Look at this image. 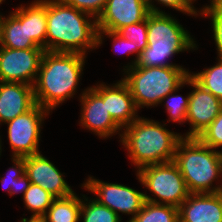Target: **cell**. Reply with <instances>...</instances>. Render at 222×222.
Listing matches in <instances>:
<instances>
[{"instance_id":"cell-1","label":"cell","mask_w":222,"mask_h":222,"mask_svg":"<svg viewBox=\"0 0 222 222\" xmlns=\"http://www.w3.org/2000/svg\"><path fill=\"white\" fill-rule=\"evenodd\" d=\"M87 56L74 52L45 51L33 85L36 104L49 112L74 97Z\"/></svg>"},{"instance_id":"cell-2","label":"cell","mask_w":222,"mask_h":222,"mask_svg":"<svg viewBox=\"0 0 222 222\" xmlns=\"http://www.w3.org/2000/svg\"><path fill=\"white\" fill-rule=\"evenodd\" d=\"M98 49L97 19L62 0H47L46 51L88 56Z\"/></svg>"},{"instance_id":"cell-3","label":"cell","mask_w":222,"mask_h":222,"mask_svg":"<svg viewBox=\"0 0 222 222\" xmlns=\"http://www.w3.org/2000/svg\"><path fill=\"white\" fill-rule=\"evenodd\" d=\"M153 119L138 117L122 129L120 142L135 170L145 166L174 161L182 134L166 128Z\"/></svg>"},{"instance_id":"cell-4","label":"cell","mask_w":222,"mask_h":222,"mask_svg":"<svg viewBox=\"0 0 222 222\" xmlns=\"http://www.w3.org/2000/svg\"><path fill=\"white\" fill-rule=\"evenodd\" d=\"M174 162L185 180L189 193L222 191L221 151L208 147L197 137H183L177 145Z\"/></svg>"},{"instance_id":"cell-5","label":"cell","mask_w":222,"mask_h":222,"mask_svg":"<svg viewBox=\"0 0 222 222\" xmlns=\"http://www.w3.org/2000/svg\"><path fill=\"white\" fill-rule=\"evenodd\" d=\"M121 78L129 87L137 109L160 106L161 100L177 90L189 76L183 66L130 67Z\"/></svg>"},{"instance_id":"cell-6","label":"cell","mask_w":222,"mask_h":222,"mask_svg":"<svg viewBox=\"0 0 222 222\" xmlns=\"http://www.w3.org/2000/svg\"><path fill=\"white\" fill-rule=\"evenodd\" d=\"M136 177L152 193H144L148 202L179 207L190 194L174 161L145 166L136 171Z\"/></svg>"},{"instance_id":"cell-7","label":"cell","mask_w":222,"mask_h":222,"mask_svg":"<svg viewBox=\"0 0 222 222\" xmlns=\"http://www.w3.org/2000/svg\"><path fill=\"white\" fill-rule=\"evenodd\" d=\"M50 113L36 104L26 113L5 123L8 127L7 138L12 151L11 157H26L41 152L39 143L42 124Z\"/></svg>"},{"instance_id":"cell-8","label":"cell","mask_w":222,"mask_h":222,"mask_svg":"<svg viewBox=\"0 0 222 222\" xmlns=\"http://www.w3.org/2000/svg\"><path fill=\"white\" fill-rule=\"evenodd\" d=\"M81 187L94 194L95 200L111 209L119 217L122 216L120 213L131 215L127 222L137 215L145 203L144 192L120 183L103 182L91 175Z\"/></svg>"},{"instance_id":"cell-9","label":"cell","mask_w":222,"mask_h":222,"mask_svg":"<svg viewBox=\"0 0 222 222\" xmlns=\"http://www.w3.org/2000/svg\"><path fill=\"white\" fill-rule=\"evenodd\" d=\"M43 48L12 49L0 46V81L34 85Z\"/></svg>"},{"instance_id":"cell-10","label":"cell","mask_w":222,"mask_h":222,"mask_svg":"<svg viewBox=\"0 0 222 222\" xmlns=\"http://www.w3.org/2000/svg\"><path fill=\"white\" fill-rule=\"evenodd\" d=\"M81 115L79 126L93 132L99 138L108 139L122 135V128L109 114L106 102L89 86L79 94Z\"/></svg>"},{"instance_id":"cell-11","label":"cell","mask_w":222,"mask_h":222,"mask_svg":"<svg viewBox=\"0 0 222 222\" xmlns=\"http://www.w3.org/2000/svg\"><path fill=\"white\" fill-rule=\"evenodd\" d=\"M186 85L193 90L189 93V104L186 123L189 131L183 137H197L219 115L222 101L200 86L190 75L186 78Z\"/></svg>"},{"instance_id":"cell-12","label":"cell","mask_w":222,"mask_h":222,"mask_svg":"<svg viewBox=\"0 0 222 222\" xmlns=\"http://www.w3.org/2000/svg\"><path fill=\"white\" fill-rule=\"evenodd\" d=\"M97 82L90 86L106 102V107L113 120L123 129L138 117V109L134 103L128 85L121 79L111 85Z\"/></svg>"},{"instance_id":"cell-13","label":"cell","mask_w":222,"mask_h":222,"mask_svg":"<svg viewBox=\"0 0 222 222\" xmlns=\"http://www.w3.org/2000/svg\"><path fill=\"white\" fill-rule=\"evenodd\" d=\"M25 174L31 183L41 186L55 198L67 197L75 193L65 180V173L41 152L24 157Z\"/></svg>"},{"instance_id":"cell-14","label":"cell","mask_w":222,"mask_h":222,"mask_svg":"<svg viewBox=\"0 0 222 222\" xmlns=\"http://www.w3.org/2000/svg\"><path fill=\"white\" fill-rule=\"evenodd\" d=\"M149 13L146 0H107L97 18V28L118 32L124 26L144 21Z\"/></svg>"},{"instance_id":"cell-15","label":"cell","mask_w":222,"mask_h":222,"mask_svg":"<svg viewBox=\"0 0 222 222\" xmlns=\"http://www.w3.org/2000/svg\"><path fill=\"white\" fill-rule=\"evenodd\" d=\"M178 211L179 222H222V191L190 193Z\"/></svg>"},{"instance_id":"cell-16","label":"cell","mask_w":222,"mask_h":222,"mask_svg":"<svg viewBox=\"0 0 222 222\" xmlns=\"http://www.w3.org/2000/svg\"><path fill=\"white\" fill-rule=\"evenodd\" d=\"M36 105L32 85L0 81V125L32 109Z\"/></svg>"},{"instance_id":"cell-17","label":"cell","mask_w":222,"mask_h":222,"mask_svg":"<svg viewBox=\"0 0 222 222\" xmlns=\"http://www.w3.org/2000/svg\"><path fill=\"white\" fill-rule=\"evenodd\" d=\"M169 13L147 15V42L172 44H197L195 38Z\"/></svg>"},{"instance_id":"cell-18","label":"cell","mask_w":222,"mask_h":222,"mask_svg":"<svg viewBox=\"0 0 222 222\" xmlns=\"http://www.w3.org/2000/svg\"><path fill=\"white\" fill-rule=\"evenodd\" d=\"M0 12V46L12 49L40 48L27 30V5H19L9 15Z\"/></svg>"},{"instance_id":"cell-19","label":"cell","mask_w":222,"mask_h":222,"mask_svg":"<svg viewBox=\"0 0 222 222\" xmlns=\"http://www.w3.org/2000/svg\"><path fill=\"white\" fill-rule=\"evenodd\" d=\"M197 44H172L169 43H148V46L141 52L135 62L134 67H166L181 66L169 62V58L178 53L198 50ZM167 59V60H166Z\"/></svg>"},{"instance_id":"cell-20","label":"cell","mask_w":222,"mask_h":222,"mask_svg":"<svg viewBox=\"0 0 222 222\" xmlns=\"http://www.w3.org/2000/svg\"><path fill=\"white\" fill-rule=\"evenodd\" d=\"M81 205L82 198L76 193L55 198L41 219L44 222H79Z\"/></svg>"},{"instance_id":"cell-21","label":"cell","mask_w":222,"mask_h":222,"mask_svg":"<svg viewBox=\"0 0 222 222\" xmlns=\"http://www.w3.org/2000/svg\"><path fill=\"white\" fill-rule=\"evenodd\" d=\"M28 37L46 51L47 0H34L27 4Z\"/></svg>"},{"instance_id":"cell-22","label":"cell","mask_w":222,"mask_h":222,"mask_svg":"<svg viewBox=\"0 0 222 222\" xmlns=\"http://www.w3.org/2000/svg\"><path fill=\"white\" fill-rule=\"evenodd\" d=\"M11 160L13 165L7 170L6 176H0V183L9 196L17 193L24 195L31 185L28 176L25 174L24 157H11Z\"/></svg>"},{"instance_id":"cell-23","label":"cell","mask_w":222,"mask_h":222,"mask_svg":"<svg viewBox=\"0 0 222 222\" xmlns=\"http://www.w3.org/2000/svg\"><path fill=\"white\" fill-rule=\"evenodd\" d=\"M130 222H179L178 207L145 201Z\"/></svg>"},{"instance_id":"cell-24","label":"cell","mask_w":222,"mask_h":222,"mask_svg":"<svg viewBox=\"0 0 222 222\" xmlns=\"http://www.w3.org/2000/svg\"><path fill=\"white\" fill-rule=\"evenodd\" d=\"M22 198L25 208L32 213L30 218H42L55 199L41 186L33 183H31Z\"/></svg>"},{"instance_id":"cell-25","label":"cell","mask_w":222,"mask_h":222,"mask_svg":"<svg viewBox=\"0 0 222 222\" xmlns=\"http://www.w3.org/2000/svg\"><path fill=\"white\" fill-rule=\"evenodd\" d=\"M82 205L80 209V220L83 222H122L115 212L100 204L93 197L89 199L87 195H82Z\"/></svg>"},{"instance_id":"cell-26","label":"cell","mask_w":222,"mask_h":222,"mask_svg":"<svg viewBox=\"0 0 222 222\" xmlns=\"http://www.w3.org/2000/svg\"><path fill=\"white\" fill-rule=\"evenodd\" d=\"M217 63L206 67L203 71L189 73V75L204 89L222 101V58Z\"/></svg>"},{"instance_id":"cell-27","label":"cell","mask_w":222,"mask_h":222,"mask_svg":"<svg viewBox=\"0 0 222 222\" xmlns=\"http://www.w3.org/2000/svg\"><path fill=\"white\" fill-rule=\"evenodd\" d=\"M118 33H120L126 40L132 41L133 54L135 59L127 65L123 66V70H126L135 65V62L141 52L148 46L147 42V18L140 23H134L124 26Z\"/></svg>"},{"instance_id":"cell-28","label":"cell","mask_w":222,"mask_h":222,"mask_svg":"<svg viewBox=\"0 0 222 222\" xmlns=\"http://www.w3.org/2000/svg\"><path fill=\"white\" fill-rule=\"evenodd\" d=\"M185 85H186V80L177 90L168 94L160 102V104L165 107L166 112L168 114L167 123L168 122L170 123L172 121L173 123L176 122L179 123V125L180 124L183 125L186 122L190 96L188 93L186 94L187 96L185 95V97L183 95L181 96L176 93L180 89H182Z\"/></svg>"},{"instance_id":"cell-29","label":"cell","mask_w":222,"mask_h":222,"mask_svg":"<svg viewBox=\"0 0 222 222\" xmlns=\"http://www.w3.org/2000/svg\"><path fill=\"white\" fill-rule=\"evenodd\" d=\"M198 16L208 17L211 20L212 38L216 46V53H218L217 58H222V7L219 4L203 5L201 9L199 8Z\"/></svg>"},{"instance_id":"cell-30","label":"cell","mask_w":222,"mask_h":222,"mask_svg":"<svg viewBox=\"0 0 222 222\" xmlns=\"http://www.w3.org/2000/svg\"><path fill=\"white\" fill-rule=\"evenodd\" d=\"M170 9H174L183 14H187L191 17L197 18L199 15V10L190 2V0H146L148 9L152 13H167L161 10L154 2Z\"/></svg>"},{"instance_id":"cell-31","label":"cell","mask_w":222,"mask_h":222,"mask_svg":"<svg viewBox=\"0 0 222 222\" xmlns=\"http://www.w3.org/2000/svg\"><path fill=\"white\" fill-rule=\"evenodd\" d=\"M197 138L208 147L217 149L222 147V109L219 115L204 129Z\"/></svg>"},{"instance_id":"cell-32","label":"cell","mask_w":222,"mask_h":222,"mask_svg":"<svg viewBox=\"0 0 222 222\" xmlns=\"http://www.w3.org/2000/svg\"><path fill=\"white\" fill-rule=\"evenodd\" d=\"M111 38L114 52H122V54L133 55L132 41L126 40L120 33L108 30H98V48L104 43V37ZM118 50V51H117Z\"/></svg>"},{"instance_id":"cell-33","label":"cell","mask_w":222,"mask_h":222,"mask_svg":"<svg viewBox=\"0 0 222 222\" xmlns=\"http://www.w3.org/2000/svg\"><path fill=\"white\" fill-rule=\"evenodd\" d=\"M66 4L88 13L96 19L102 13L107 0H62Z\"/></svg>"},{"instance_id":"cell-34","label":"cell","mask_w":222,"mask_h":222,"mask_svg":"<svg viewBox=\"0 0 222 222\" xmlns=\"http://www.w3.org/2000/svg\"><path fill=\"white\" fill-rule=\"evenodd\" d=\"M20 222H44L41 218H22Z\"/></svg>"},{"instance_id":"cell-35","label":"cell","mask_w":222,"mask_h":222,"mask_svg":"<svg viewBox=\"0 0 222 222\" xmlns=\"http://www.w3.org/2000/svg\"><path fill=\"white\" fill-rule=\"evenodd\" d=\"M195 1H196V0H190V2H191L192 4H194ZM220 1H221V0H210V4H208V5H210V6H211V5H216V4H219Z\"/></svg>"},{"instance_id":"cell-36","label":"cell","mask_w":222,"mask_h":222,"mask_svg":"<svg viewBox=\"0 0 222 222\" xmlns=\"http://www.w3.org/2000/svg\"><path fill=\"white\" fill-rule=\"evenodd\" d=\"M2 139H1V136H0V156H1V153H2Z\"/></svg>"},{"instance_id":"cell-37","label":"cell","mask_w":222,"mask_h":222,"mask_svg":"<svg viewBox=\"0 0 222 222\" xmlns=\"http://www.w3.org/2000/svg\"><path fill=\"white\" fill-rule=\"evenodd\" d=\"M4 1H5V0H0V5L3 4Z\"/></svg>"}]
</instances>
